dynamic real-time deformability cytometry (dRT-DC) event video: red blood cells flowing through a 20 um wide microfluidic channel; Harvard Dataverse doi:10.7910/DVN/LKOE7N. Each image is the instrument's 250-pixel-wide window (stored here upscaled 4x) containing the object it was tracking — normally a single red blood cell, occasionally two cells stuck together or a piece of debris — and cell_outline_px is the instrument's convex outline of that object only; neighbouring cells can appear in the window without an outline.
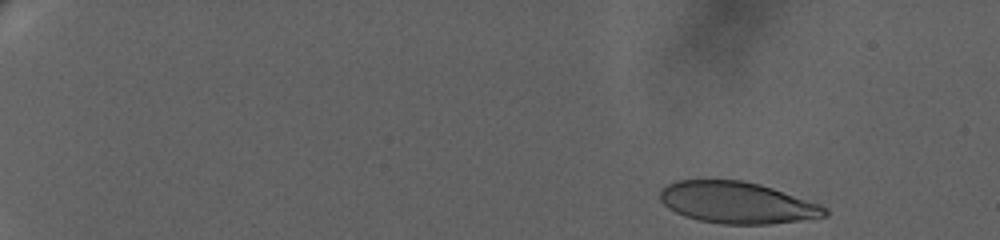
{"species": "human", "species_latin": "Homo sapiens", "temperature_condition": "warm", "stored_images_in_passage": 29, "camera_frame_rate_fps": 3000, "um_per_image_px": 0.085, "donor": {"sex": "female"}, "frame": {"image": 1, "passage_image": 1, "time_ms": 0.0, "image_size_px": [1000, 240], "cell_outline_px": [[828, 216], [772, 224], [724, 224], [700, 220], [684, 216], [668, 208], [660, 200], [660, 192], [668, 184], [676, 180], [744, 180], [760, 184], [820, 204], [828, 208]], "centroid_in_image_um": [62.67, 17.22], "position_along_channel_um": 22.3, "area_um2": 39.82}}
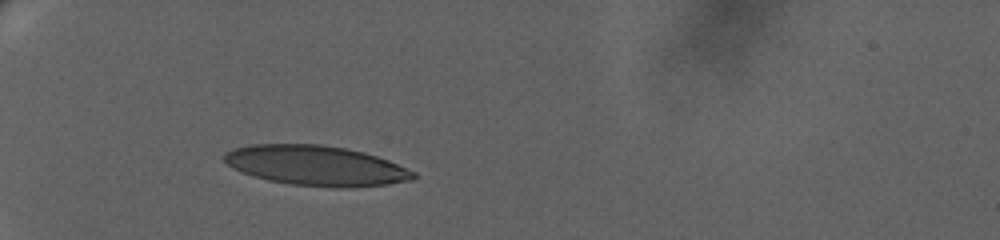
{"frame": {"image": 2, "passage_image": 28, "time_ms": 5.333, "image_size_px": [1000, 240], "cell_outline_px": [[416, 176], [412, 180], [388, 184], [352, 188], [336, 188], [292, 184], [268, 180], [252, 176], [240, 172], [232, 168], [224, 160], [224, 152], [232, 148], [252, 144], [320, 144], [344, 148], [364, 152], [388, 160], [416, 172]], "centroid_in_image_um": [26.85, 14.08], "position_along_channel_um": 58.2, "area_um2": 44.33}}